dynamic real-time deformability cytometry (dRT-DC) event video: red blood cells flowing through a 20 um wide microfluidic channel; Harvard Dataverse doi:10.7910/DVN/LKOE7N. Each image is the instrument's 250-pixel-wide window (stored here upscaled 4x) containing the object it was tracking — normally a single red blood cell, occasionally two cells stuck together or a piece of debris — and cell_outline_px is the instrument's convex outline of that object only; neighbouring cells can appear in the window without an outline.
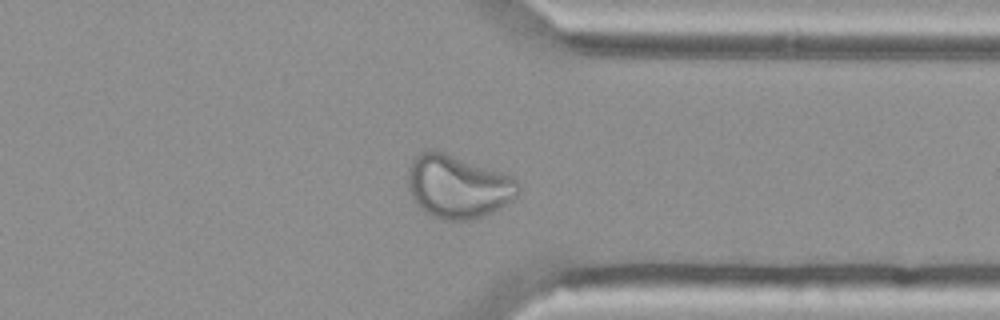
{"species": "Egyptian fruit bat (a non-hibernating species)", "species_latin": "Rousettus aegyptiacus", "temperature_condition": "cold", "stored_images_in_passage": 42, "camera_frame_rate_fps": 3000, "um_per_image_px": 0.085, "animal": {"sex": "female"}, "frame": {"image": 1, "passage_image": 30, "time_ms": 9.667, "image_size_px": [1000, 320], "cell_outline_px": [[520, 192], [512, 200], [500, 208], [492, 212], [472, 220], [444, 220], [432, 216], [424, 212], [416, 204], [408, 188], [408, 172], [412, 160], [420, 152], [432, 148], [504, 172], [512, 176], [520, 184]], "centroid_in_image_um": [38.93, 15.85], "position_along_channel_um": 372.5, "area_um2": 40.98}}